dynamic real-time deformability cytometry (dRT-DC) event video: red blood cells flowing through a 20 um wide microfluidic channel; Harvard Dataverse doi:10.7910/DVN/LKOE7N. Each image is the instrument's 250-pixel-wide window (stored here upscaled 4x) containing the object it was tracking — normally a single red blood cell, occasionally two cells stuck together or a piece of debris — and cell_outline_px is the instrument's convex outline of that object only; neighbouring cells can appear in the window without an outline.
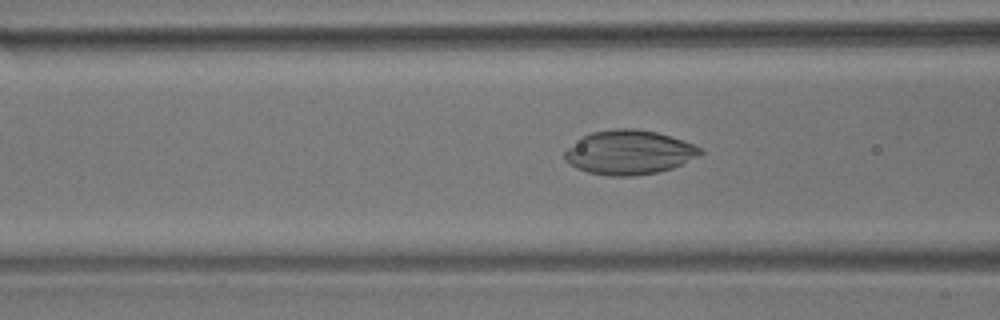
{"species": "common noctule bat (a hibernating species)", "species_latin": "Nyctalus noctula", "temperature_condition": "room temperature", "stored_images_in_passage": 54, "camera_frame_rate_fps": 3000, "um_per_image_px": 0.085, "animal": {"sex": "male", "body_mass_g": 17.9}, "frame": {"image": 1, "passage_image": 20, "time_ms": 6.333, "image_size_px": [1000, 320], "cell_outline_px": [[704, 152], [672, 168], [656, 172], [632, 176], [612, 176], [588, 172], [576, 168], [568, 164], [564, 160], [564, 152], [580, 136], [592, 132], [616, 128], [636, 128], [656, 132], [704, 148]], "centroid_in_image_um": [53.41, 12.94], "position_along_channel_um": 113.2, "area_um2": 34.8}}
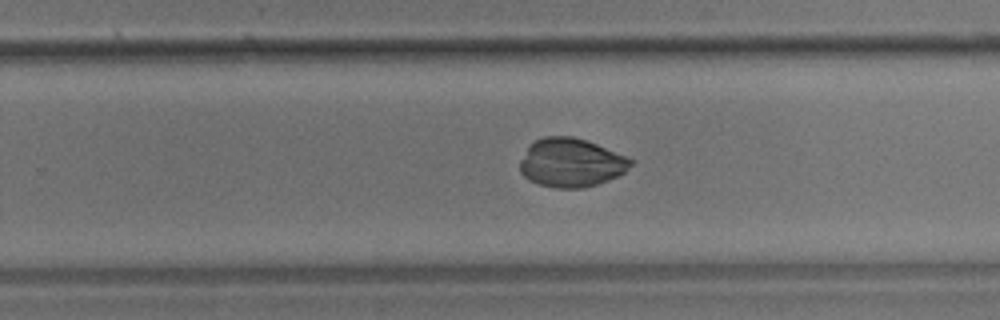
{"frame": {"image": 2, "passage_image": 34, "time_ms": 11.0, "image_size_px": [1000, 320], "cell_outline_px": [[632, 164], [624, 172], [608, 180], [584, 188], [556, 188], [540, 184], [528, 180], [520, 172], [520, 160], [528, 148], [536, 140], [544, 136], [572, 136], [588, 140], [624, 156], [632, 160]], "centroid_in_image_um": [48.52, 13.83], "position_along_channel_um": 281.3, "area_um2": 31.15}}
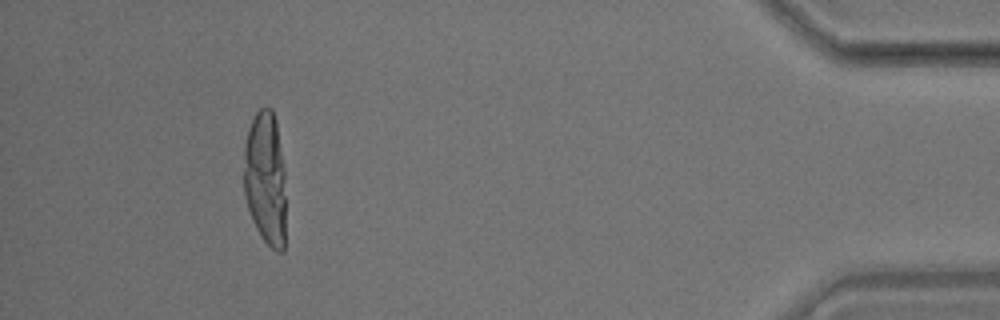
{"frame": {"image": 3, "passage_image": 50, "time_ms": 16.333, "image_size_px": [1000, 320], "cell_outline_px": [[284, 252], [276, 252], [264, 240], [256, 228], [252, 220], [244, 196], [244, 144], [248, 128], [256, 112], [260, 108], [272, 108], [276, 120], [284, 172]], "centroid_in_image_um": [22.54, 15.16], "position_along_channel_um": 412.7, "area_um2": 32.77}}